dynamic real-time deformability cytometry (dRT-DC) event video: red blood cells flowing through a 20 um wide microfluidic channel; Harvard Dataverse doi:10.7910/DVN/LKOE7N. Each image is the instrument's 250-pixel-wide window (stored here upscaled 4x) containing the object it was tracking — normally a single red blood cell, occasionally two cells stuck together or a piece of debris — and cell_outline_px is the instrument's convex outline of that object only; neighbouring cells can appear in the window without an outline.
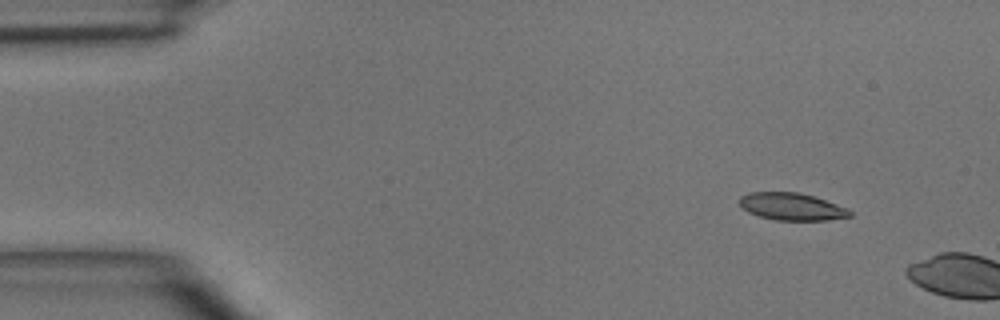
{"species": "common noctule bat (a hibernating species)", "species_latin": "Nyctalus noctula", "temperature_condition": "room temperature", "stored_images_in_passage": 3, "camera_frame_rate_fps": 3000, "um_per_image_px": 0.085, "animal": {"sex": "male", "body_mass_g": 15.6}, "frame": {"image": 1, "passage_image": 2, "time_ms": 1.0, "image_size_px": [1000, 320], "cell_outline_px": [[852, 216], [828, 220], [776, 220], [760, 216], [748, 212], [740, 204], [740, 196], [748, 192], [800, 192], [848, 208], [852, 212]], "centroid_in_image_um": [67.31, 17.56], "position_along_channel_um": 17.7, "area_um2": 17.46}}